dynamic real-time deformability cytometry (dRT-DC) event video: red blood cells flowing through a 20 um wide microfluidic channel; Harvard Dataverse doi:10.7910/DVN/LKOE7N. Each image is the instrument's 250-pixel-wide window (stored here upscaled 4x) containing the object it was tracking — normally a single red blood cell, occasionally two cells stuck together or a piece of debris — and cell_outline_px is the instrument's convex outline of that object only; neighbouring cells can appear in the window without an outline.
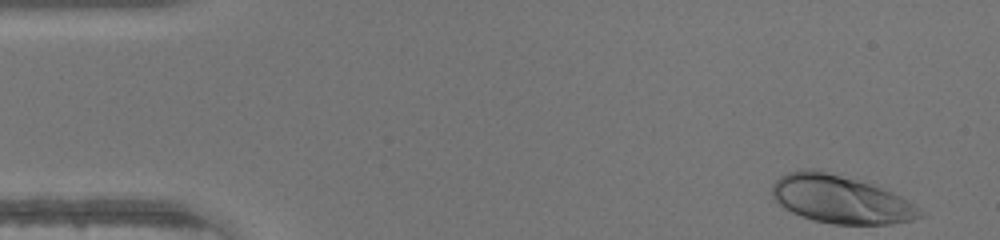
{"species": "human", "species_latin": "Homo sapiens", "temperature_condition": "warm", "stored_images_in_passage": 44, "camera_frame_rate_fps": 3000, "um_per_image_px": 0.085, "donor": {"sex": "male"}, "frame": {"image": 1, "passage_image": 1, "time_ms": 0.0, "image_size_px": [1000, 240], "cell_outline_px": [[924, 216], [912, 220], [888, 224], [832, 224], [812, 220], [800, 216], [784, 208], [772, 196], [772, 184], [780, 176], [788, 172], [804, 168], [812, 168], [872, 184], [892, 192], [908, 200], [920, 208], [924, 212]], "centroid_in_image_um": [71.45, 16.95], "position_along_channel_um": 13.6, "area_um2": 41.33}}
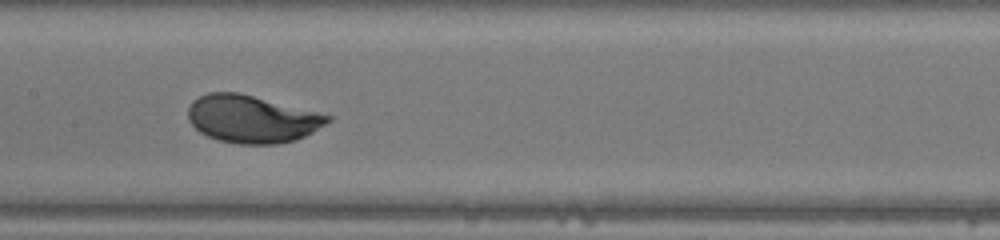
{"frame": {"image": 2, "passage_image": 21, "time_ms": 6.667, "image_size_px": [1000, 240], "cell_outline_px": [[332, 120], [312, 132], [296, 140], [276, 144], [236, 144], [216, 140], [200, 132], [188, 120], [188, 108], [192, 100], [208, 92], [236, 92], [332, 116]], "centroid_in_image_um": [21.37, 10.13], "position_along_channel_um": 186.0, "area_um2": 38.38}}
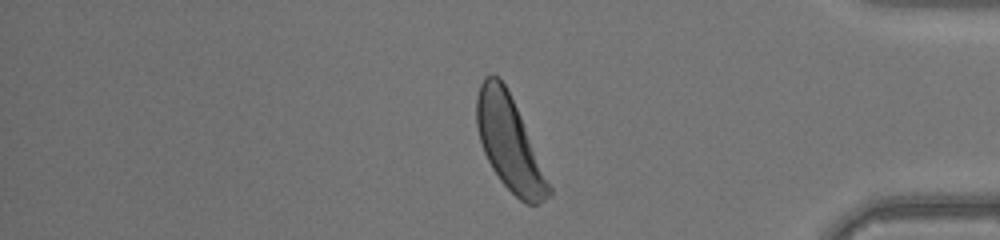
{"frame": {"image": 3, "passage_image": 37, "time_ms": 12.0, "image_size_px": [1000, 240], "cell_outline_px": [[552, 196], [536, 204], [524, 204], [500, 180], [492, 168], [484, 152], [480, 140], [476, 124], [476, 96], [480, 84], [484, 76], [492, 72], [500, 76], [516, 108], [552, 188]], "centroid_in_image_um": [43.27, 12.15], "position_along_channel_um": 391.9, "area_um2": 38.84}}